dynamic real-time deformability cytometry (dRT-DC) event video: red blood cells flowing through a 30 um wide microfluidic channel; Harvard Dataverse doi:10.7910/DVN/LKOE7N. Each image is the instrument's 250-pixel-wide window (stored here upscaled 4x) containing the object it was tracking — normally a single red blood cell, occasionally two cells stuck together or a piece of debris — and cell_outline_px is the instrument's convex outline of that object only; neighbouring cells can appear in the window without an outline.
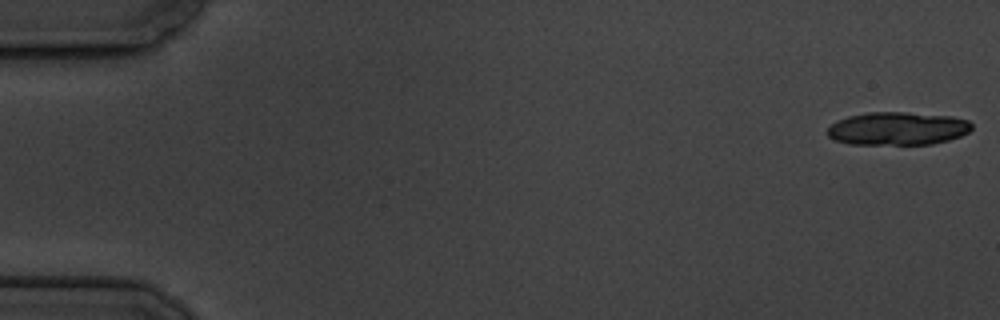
{"species": "common noctule bat (a hibernating species)", "species_latin": "Nyctalus noctula", "temperature_condition": "cold", "stored_images_in_passage": 5, "camera_frame_rate_fps": 3000, "um_per_image_px": 0.085, "animal": {"sex": "male", "body_mass_g": 19.5, "forearm_length_mm": 54.6}, "frame": {"image": 1, "passage_image": 1, "time_ms": 0.0, "image_size_px": [1000, 320], "cell_outline_px": [[972, 128], [968, 132], [960, 136], [948, 140], [932, 144], [848, 144], [836, 140], [828, 136], [824, 132], [836, 120], [848, 116], [868, 112], [908, 112], [952, 116], [968, 120], [972, 124]], "centroid_in_image_um": [76.28, 10.92], "position_along_channel_um": 8.7, "area_um2": 28.03}}